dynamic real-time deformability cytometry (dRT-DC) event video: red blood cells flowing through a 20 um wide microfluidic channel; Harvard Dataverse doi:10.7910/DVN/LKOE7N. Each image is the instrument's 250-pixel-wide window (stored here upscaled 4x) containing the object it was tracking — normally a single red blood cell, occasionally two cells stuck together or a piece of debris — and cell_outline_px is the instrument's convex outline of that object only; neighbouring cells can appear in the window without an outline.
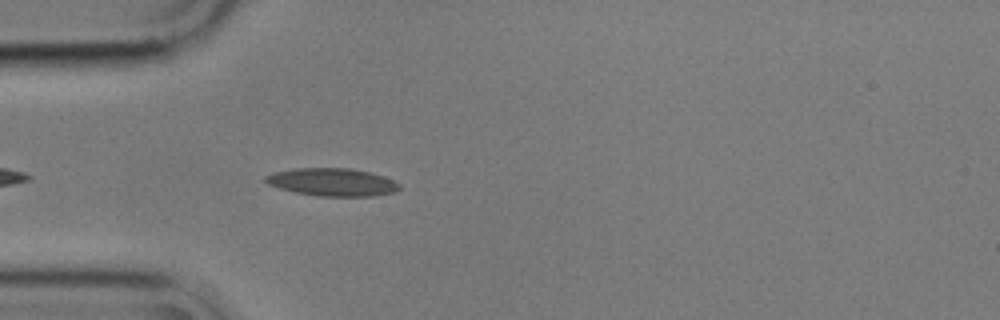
{"species": "common noctule bat (a hibernating species)", "species_latin": "Nyctalus noctula", "temperature_condition": "cold", "stored_images_in_passage": 18, "camera_frame_rate_fps": 3000, "um_per_image_px": 0.085, "animal": {"sex": "male", "body_mass_g": 17.9}, "frame": {"image": 1, "passage_image": 4, "time_ms": 1.0, "image_size_px": [1000, 320], "cell_outline_px": [[400, 188], [396, 192], [372, 196], [320, 196], [296, 192], [280, 188], [268, 184], [264, 180], [264, 176], [276, 172], [296, 168], [348, 168], [368, 172], [384, 176], [400, 184]], "centroid_in_image_um": [28.26, 15.48], "position_along_channel_um": 56.7, "area_um2": 21.5}}
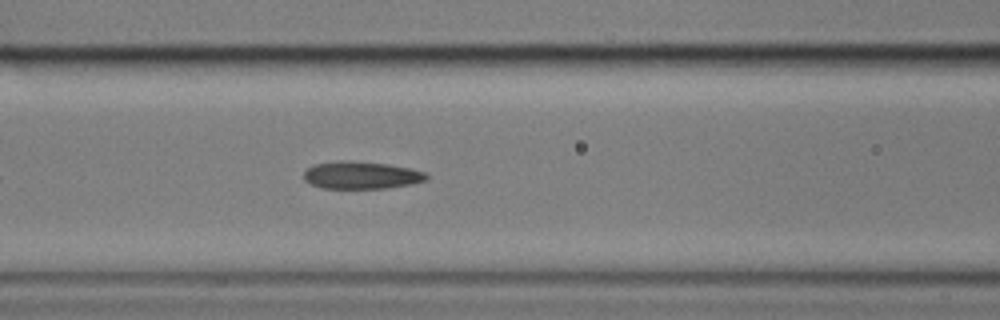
{"frame": {"image": 2, "passage_image": 11, "time_ms": 3.333, "image_size_px": [1000, 320], "cell_outline_px": [[428, 180], [412, 184], [384, 188], [324, 188], [312, 184], [304, 180], [304, 172], [312, 164], [336, 160], [352, 160], [388, 164], [428, 172]], "centroid_in_image_um": [30.72, 14.87], "position_along_channel_um": 135.9, "area_um2": 19.83}}
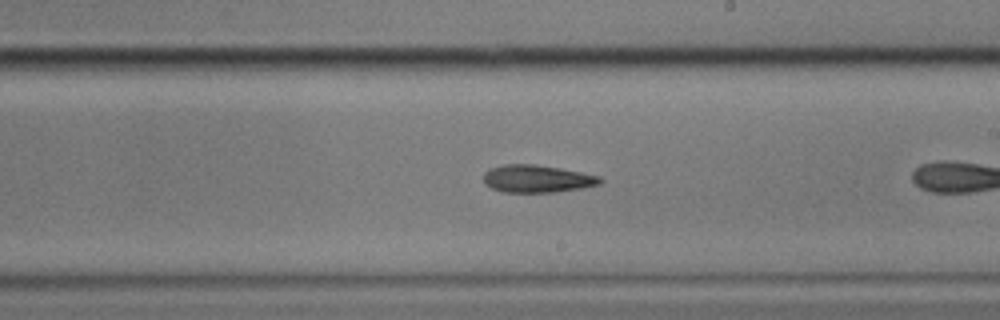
{"frame": {"image": 3, "passage_image": 17, "time_ms": 5.333, "image_size_px": [1000, 320], "cell_outline_px": [[604, 180], [600, 184], [584, 188], [556, 192], [500, 192], [484, 184], [484, 172], [488, 168], [504, 164], [536, 164], [560, 168], [600, 176]], "centroid_in_image_um": [45.64, 15.19], "position_along_channel_um": 243.4, "area_um2": 18.96}}